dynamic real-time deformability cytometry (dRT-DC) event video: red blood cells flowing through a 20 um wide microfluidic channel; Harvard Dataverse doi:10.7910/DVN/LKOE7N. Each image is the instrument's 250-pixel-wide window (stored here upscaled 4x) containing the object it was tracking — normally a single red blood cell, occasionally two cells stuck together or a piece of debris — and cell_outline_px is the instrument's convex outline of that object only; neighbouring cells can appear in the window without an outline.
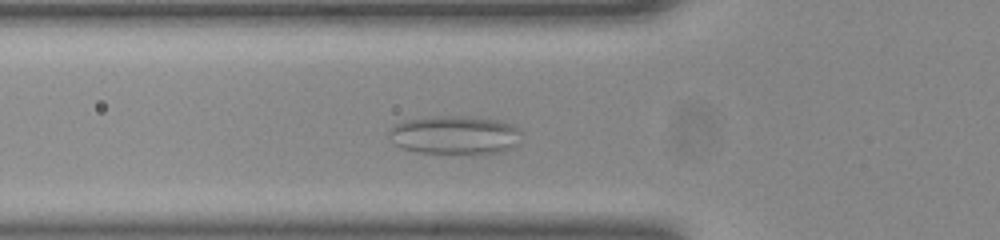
{"species": "common noctule bat (a hibernating species)", "species_latin": "Nyctalus noctula", "temperature_condition": "room temperature", "stored_images_in_passage": 35, "camera_frame_rate_fps": 3000, "um_per_image_px": 0.085, "animal": {"sex": "female", "body_mass_g": 23.0, "forearm_length_mm": 53.4}, "frame": {"image": 1, "passage_image": 12, "time_ms": 3.667, "image_size_px": [1000, 240], "cell_outline_px": [[520, 132], [512, 148], [500, 152], [480, 156], [472, 156], [416, 152], [404, 148], [396, 144], [392, 132], [392, 128], [396, 124], [408, 120], [424, 116], [468, 116], [496, 120], [508, 124], [516, 128]], "centroid_in_image_um": [38.69, 11.52], "position_along_channel_um": 87.1, "area_um2": 29.88}}
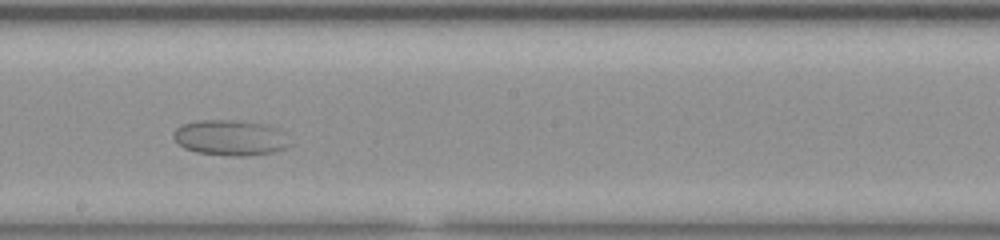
{"frame": {"image": 2, "passage_image": 23, "time_ms": 7.333, "image_size_px": [1000, 240], "cell_outline_px": [[288, 144], [284, 148], [272, 152], [248, 156], [228, 156], [196, 152], [184, 148], [176, 140], [176, 128], [184, 124], [204, 120], [228, 120], [260, 124], [268, 128]], "centroid_in_image_um": [19.42, 11.74], "position_along_channel_um": 228.8, "area_um2": 22.54}}
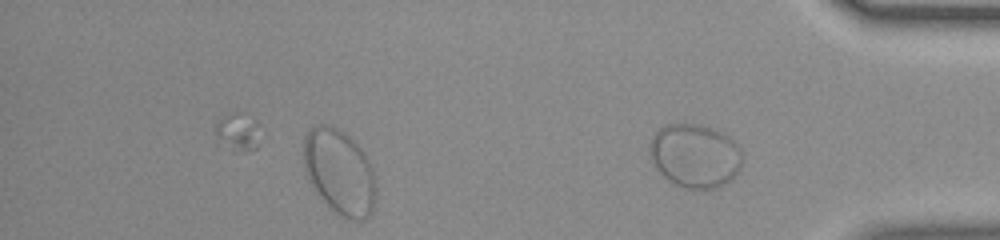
{"frame": {"image": 3, "passage_image": 35, "time_ms": 11.333, "image_size_px": [1000, 240], "cell_outline_px": [[740, 172], [724, 184], [716, 188], [684, 188], [668, 180], [656, 168], [652, 160], [652, 136], [664, 124], [700, 124], [712, 128], [728, 136], [740, 148]], "centroid_in_image_um": [59.09, 13.23], "position_along_channel_um": 376.1, "area_um2": 33.87}}